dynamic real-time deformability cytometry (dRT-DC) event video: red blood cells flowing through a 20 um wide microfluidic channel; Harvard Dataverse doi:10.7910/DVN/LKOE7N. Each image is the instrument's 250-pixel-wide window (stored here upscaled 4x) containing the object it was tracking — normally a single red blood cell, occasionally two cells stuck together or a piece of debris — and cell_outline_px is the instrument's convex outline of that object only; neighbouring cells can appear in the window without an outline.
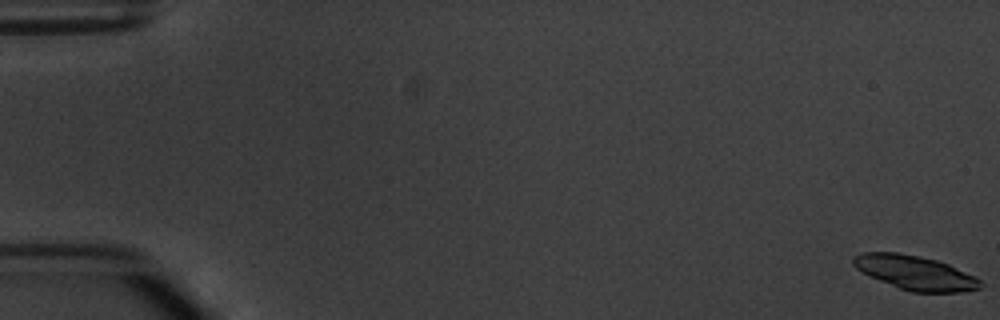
{"species": "common noctule bat (a hibernating species)", "species_latin": "Nyctalus noctula", "temperature_condition": "warm", "stored_images_in_passage": 6, "segment_of_instrument_passage": [1, 2], "camera_frame_rate_fps": 3000, "um_per_image_px": 0.085, "animal": {"sex": "male", "body_mass_g": 20.1, "forearm_length_mm": 53.5}, "frame": {"image": 1, "passage_image": 1, "time_ms": 0.0, "image_size_px": [1000, 320], "cell_outline_px": [[984, 284], [980, 288], [960, 292], [912, 292], [900, 288], [868, 276], [856, 268], [852, 264], [852, 256], [864, 252], [900, 252], [936, 260], [948, 264], [980, 280]], "centroid_in_image_um": [77.73, 23.17], "position_along_channel_um": 7.3, "area_um2": 25.14}}
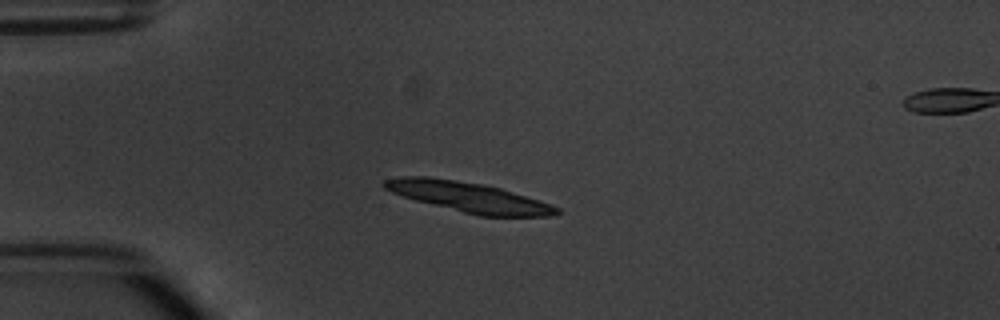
{"frame": {"image": 2, "passage_image": 5, "time_ms": 4.667, "image_size_px": [1000, 320], "cell_outline_px": [[564, 212], [552, 216], [480, 216], [416, 200], [392, 192], [384, 188], [380, 184], [384, 180], [400, 176], [428, 176], [456, 180], [480, 184], [500, 188], [552, 204], [560, 208]], "centroid_in_image_um": [39.87, 16.75], "position_along_channel_um": 45.1, "area_um2": 29.94}}